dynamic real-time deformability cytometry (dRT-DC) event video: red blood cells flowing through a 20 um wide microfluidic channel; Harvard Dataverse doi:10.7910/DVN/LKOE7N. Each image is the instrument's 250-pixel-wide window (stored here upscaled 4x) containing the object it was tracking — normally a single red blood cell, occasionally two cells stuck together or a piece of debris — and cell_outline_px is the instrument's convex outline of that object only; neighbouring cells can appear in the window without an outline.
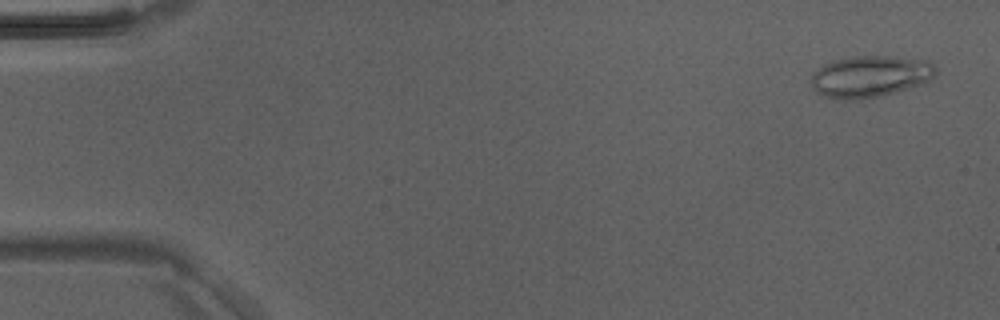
{"species": "Egyptian fruit bat (a non-hibernating species)", "species_latin": "Rousettus aegyptiacus", "temperature_condition": "room temperature", "stored_images_in_passage": 5, "camera_frame_rate_fps": 3000, "um_per_image_px": 0.085, "animal": {"sex": "male"}, "frame": {"image": 1, "passage_image": 1, "time_ms": 0.0, "image_size_px": [1000, 320], "cell_outline_px": [[936, 72], [928, 80], [920, 84], [880, 96], [860, 100], [832, 100], [816, 92], [812, 84], [812, 72], [824, 64], [832, 60], [852, 56], [884, 56], [928, 60], [936, 68]], "centroid_in_image_um": [73.89, 6.5], "position_along_channel_um": 11.1, "area_um2": 30.23}}